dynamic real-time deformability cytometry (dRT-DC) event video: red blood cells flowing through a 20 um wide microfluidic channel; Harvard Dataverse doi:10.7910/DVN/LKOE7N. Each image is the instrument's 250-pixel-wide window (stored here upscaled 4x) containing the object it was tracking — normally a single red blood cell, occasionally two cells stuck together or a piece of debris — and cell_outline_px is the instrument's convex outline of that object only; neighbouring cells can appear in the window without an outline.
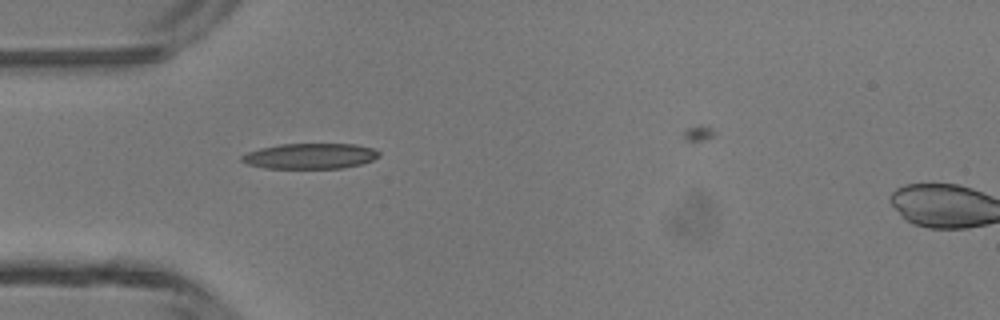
{"species": "common noctule bat (a hibernating species)", "species_latin": "Nyctalus noctula", "temperature_condition": "room temperature", "stored_images_in_passage": 33, "camera_frame_rate_fps": 3000, "um_per_image_px": 0.085, "animal": {"sex": "male", "body_mass_g": 13.3}, "frame": {"image": 1, "passage_image": 1, "time_ms": 0.0, "image_size_px": [1000, 320], "cell_outline_px": [[380, 156], [372, 160], [360, 164], [344, 168], [264, 168], [248, 164], [240, 160], [240, 156], [248, 152], [260, 148], [280, 144], [356, 144], [372, 148], [380, 152]], "centroid_in_image_um": [26.36, 13.26], "position_along_channel_um": 58.6, "area_um2": 20.4}}
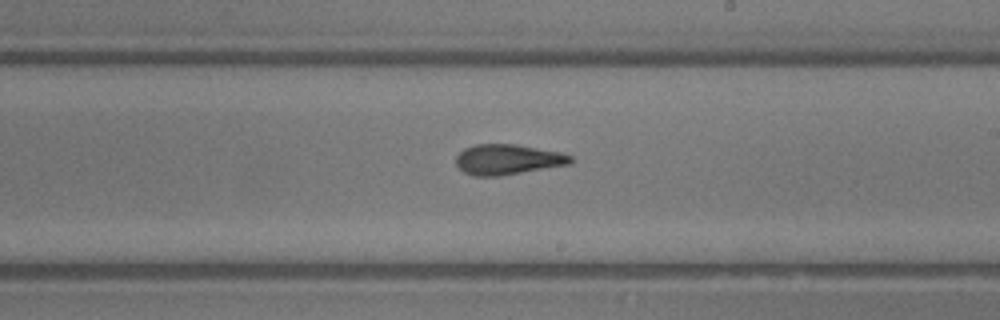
{"frame": {"image": 2, "passage_image": 14, "time_ms": 4.333, "image_size_px": [1000, 320], "cell_outline_px": [[572, 164], [500, 176], [472, 176], [464, 172], [456, 164], [456, 156], [464, 148], [476, 144], [516, 144], [560, 152], [572, 156]], "centroid_in_image_um": [43.16, 13.56], "position_along_channel_um": 245.8, "area_um2": 20.35}}
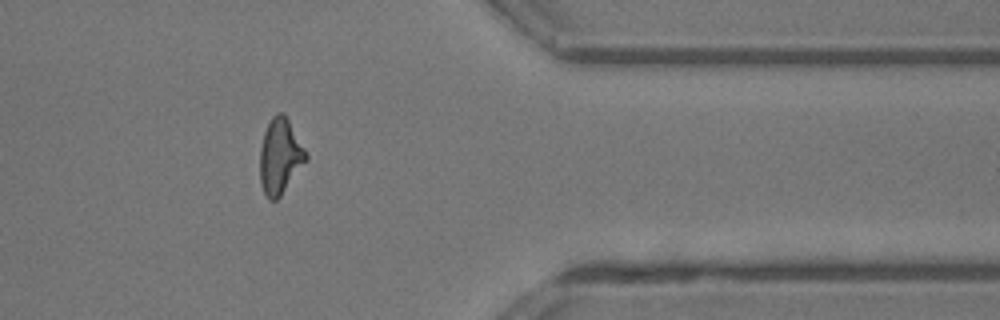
{"frame": {"image": 3, "passage_image": 25, "time_ms": 8.0, "image_size_px": [1000, 320], "cell_outline_px": [[308, 160], [280, 196], [276, 200], [268, 200], [260, 184], [260, 148], [264, 132], [272, 116], [276, 112], [284, 112], [304, 148], [308, 156]], "centroid_in_image_um": [23.8, 13.29], "position_along_channel_um": 387.6, "area_um2": 20.23}}